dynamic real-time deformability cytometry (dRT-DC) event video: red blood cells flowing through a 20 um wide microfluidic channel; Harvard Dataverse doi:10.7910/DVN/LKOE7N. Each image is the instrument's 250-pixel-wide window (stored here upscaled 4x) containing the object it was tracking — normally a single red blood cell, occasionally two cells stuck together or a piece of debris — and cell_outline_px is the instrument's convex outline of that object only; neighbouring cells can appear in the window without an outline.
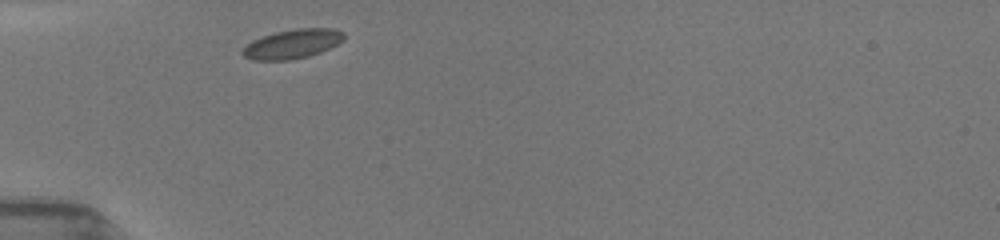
{"species": "common noctule bat (a hibernating species)", "species_latin": "Nyctalus noctula", "temperature_condition": "room temperature", "stored_images_in_passage": 35, "camera_frame_rate_fps": 3000, "um_per_image_px": 0.085, "animal": {"sex": "female", "body_mass_g": 19.5, "forearm_length_mm": 54.1}, "frame": {"image": 1, "passage_image": 1, "time_ms": 0.0, "image_size_px": [1000, 240], "cell_outline_px": [[344, 40], [320, 52], [308, 56], [288, 60], [252, 60], [244, 56], [240, 52], [252, 40], [260, 36], [276, 32], [296, 28], [332, 28], [344, 32]], "centroid_in_image_um": [24.84, 3.72], "position_along_channel_um": 60.2, "area_um2": 17.22}}
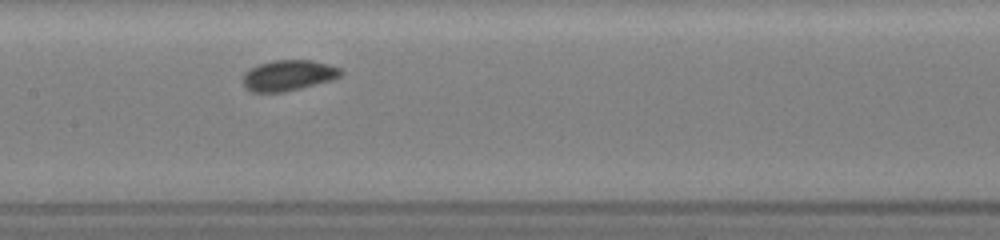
{"frame": {"image": 2, "passage_image": 10, "time_ms": 3.333, "image_size_px": [1000, 240], "cell_outline_px": [[344, 72], [340, 76], [332, 80], [300, 88], [280, 92], [252, 92], [244, 88], [240, 80], [244, 72], [248, 68], [272, 60], [312, 60], [328, 64], [340, 68]], "centroid_in_image_um": [24.45, 6.4], "position_along_channel_um": 182.9, "area_um2": 17.74}}
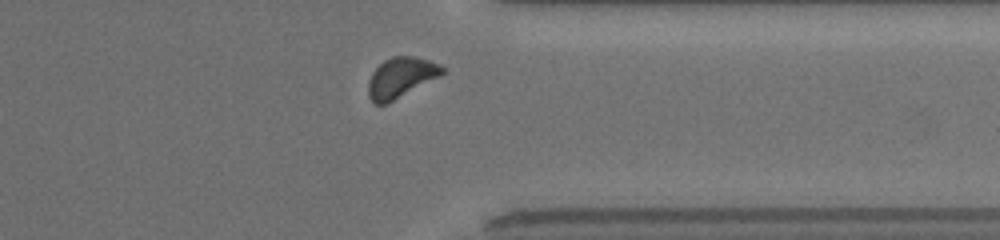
{"frame": {"image": 3, "passage_image": 31, "time_ms": 8.333, "image_size_px": [1000, 240], "cell_outline_px": [[444, 72], [440, 76], [384, 104], [376, 104], [368, 96], [368, 80], [372, 72], [384, 60], [392, 56], [412, 56], [428, 60], [440, 64], [444, 68]], "centroid_in_image_um": [34.06, 6.56], "position_along_channel_um": 377.3, "area_um2": 16.99}}